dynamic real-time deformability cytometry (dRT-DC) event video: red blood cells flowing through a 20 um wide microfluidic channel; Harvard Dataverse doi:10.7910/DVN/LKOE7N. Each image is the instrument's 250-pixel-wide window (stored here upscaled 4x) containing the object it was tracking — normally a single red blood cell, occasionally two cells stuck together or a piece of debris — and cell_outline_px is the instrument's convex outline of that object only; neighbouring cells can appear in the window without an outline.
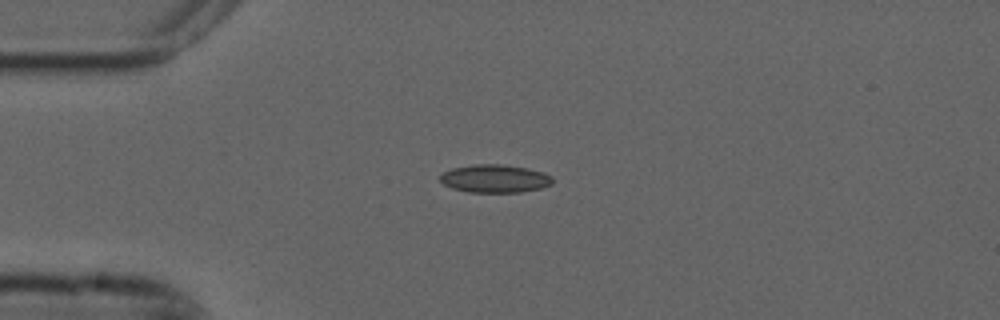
{"species": "common noctule bat (a hibernating species)", "species_latin": "Nyctalus noctula", "temperature_condition": "cold", "stored_images_in_passage": 42, "camera_frame_rate_fps": 3000, "um_per_image_px": 0.085, "animal": {"sex": "male", "forearm_length_mm": 52.5}, "frame": {"image": 1, "passage_image": 1, "time_ms": 0.0, "image_size_px": [1000, 320], "cell_outline_px": [[552, 184], [540, 188], [520, 192], [468, 192], [452, 188], [444, 184], [440, 180], [440, 176], [444, 172], [452, 168], [472, 164], [504, 164], [528, 168], [544, 172], [552, 176]], "centroid_in_image_um": [42.07, 15.17], "position_along_channel_um": 42.9, "area_um2": 18.44}}
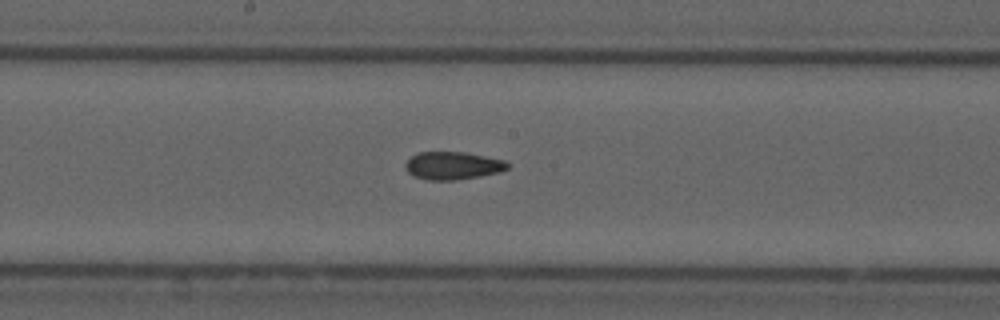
{"frame": {"image": 2, "passage_image": 16, "time_ms": 5.0, "image_size_px": [1000, 320], "cell_outline_px": [[508, 168], [500, 172], [480, 176], [456, 180], [428, 180], [412, 176], [408, 172], [404, 164], [412, 156], [420, 152], [464, 152], [504, 160], [508, 164]], "centroid_in_image_um": [38.47, 14.08], "position_along_channel_um": 209.7, "area_um2": 16.47}}
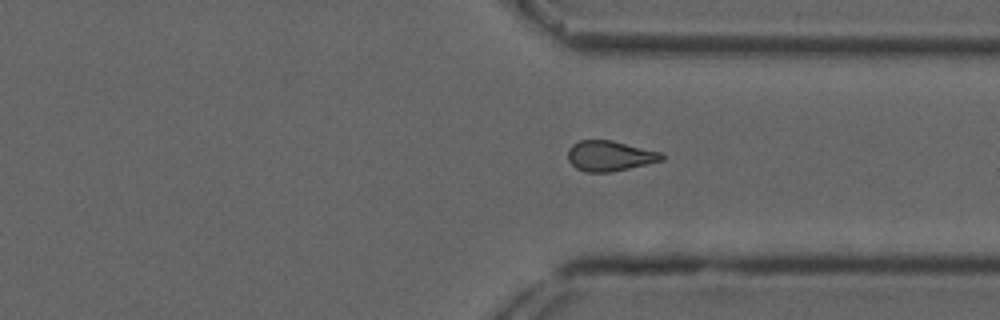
{"frame": {"image": 3, "passage_image": 28, "time_ms": 9.0, "image_size_px": [1000, 320], "cell_outline_px": [[664, 160], [612, 172], [584, 172], [576, 168], [568, 160], [568, 148], [572, 144], [580, 140], [612, 140], [660, 152], [664, 156]], "centroid_in_image_um": [51.81, 13.25], "position_along_channel_um": 359.6, "area_um2": 16.59}, "authors_computed_cell_mechanics": {"area_um2": 16.7042, "velocity_mm_per_s": 3.7539, "shape_relaxation_time_tau1_ms": null, "shape_relaxation_time_tau2_ms": 3.3252, "deformation_change_tau1": null, "deformation_change_tau2": 0.089}}